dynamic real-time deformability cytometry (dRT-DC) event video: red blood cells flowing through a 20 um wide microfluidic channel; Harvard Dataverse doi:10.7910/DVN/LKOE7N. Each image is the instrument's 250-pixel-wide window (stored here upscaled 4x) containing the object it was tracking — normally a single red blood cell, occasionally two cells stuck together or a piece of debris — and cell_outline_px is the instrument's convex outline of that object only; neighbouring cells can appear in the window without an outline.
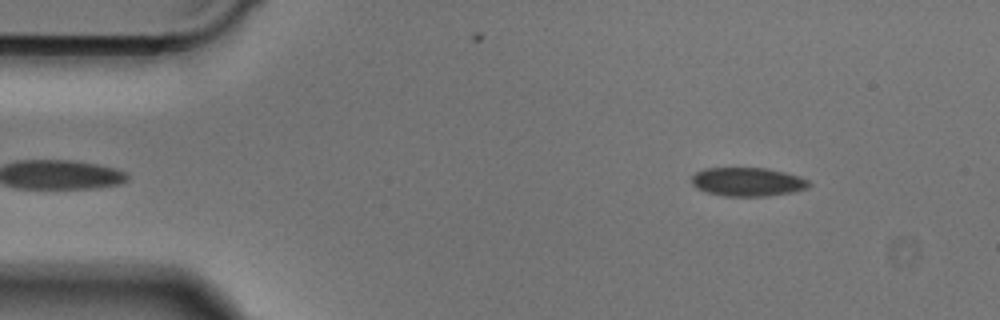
{"species": "Egyptian fruit bat (a non-hibernating species)", "species_latin": "Rousettus aegyptiacus", "temperature_condition": "cold", "stored_images_in_passage": 44, "camera_frame_rate_fps": 3000, "um_per_image_px": 0.085, "animal": {"sex": "male"}, "frame": {"image": 1, "passage_image": 1, "time_ms": 0.0, "image_size_px": [1000, 320], "cell_outline_px": [[812, 184], [808, 188], [792, 192], [768, 196], [724, 196], [704, 192], [696, 188], [692, 184], [692, 176], [696, 172], [704, 168], [768, 168], [800, 176], [808, 180]], "centroid_in_image_um": [63.55, 15.46], "position_along_channel_um": 21.5, "area_um2": 19.83}}
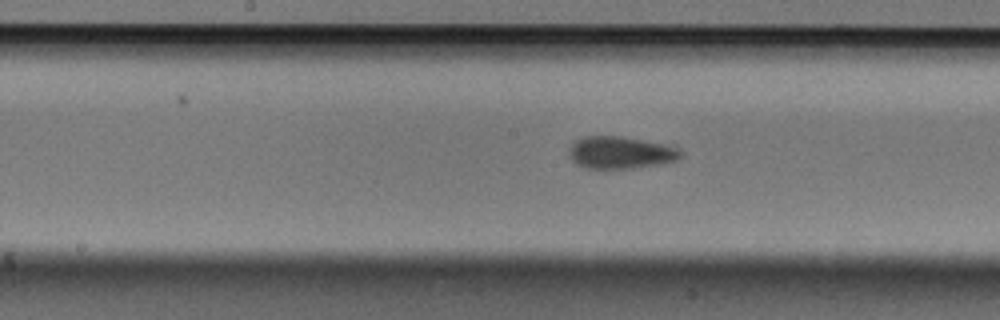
{"frame": {"image": 2, "passage_image": 19, "time_ms": 6.0, "image_size_px": [1000, 320], "cell_outline_px": [[684, 152], [680, 160], [660, 164], [632, 168], [584, 168], [576, 164], [568, 156], [568, 148], [576, 140], [584, 136], [616, 136], [640, 140], [660, 144], [676, 148]], "centroid_in_image_um": [52.71, 12.98], "position_along_channel_um": 195.5, "area_um2": 20.87}}
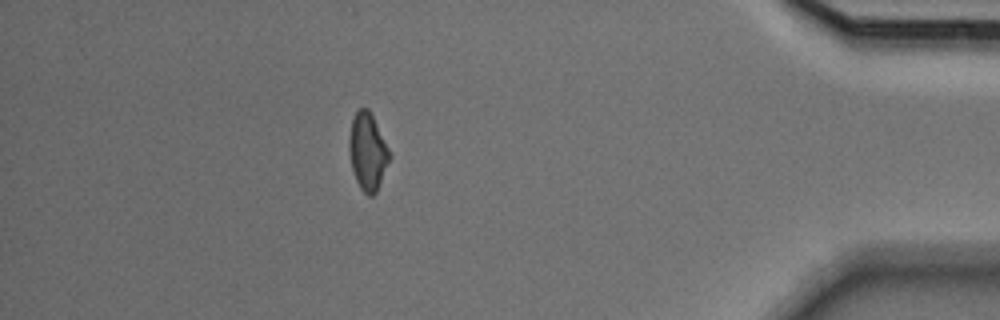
{"frame": {"image": 3, "passage_image": 38, "time_ms": 12.333, "image_size_px": [1000, 320], "cell_outline_px": [[392, 156], [376, 192], [372, 196], [368, 196], [360, 188], [356, 180], [352, 168], [348, 148], [348, 140], [352, 120], [356, 112], [360, 108], [368, 108]], "centroid_in_image_um": [31.24, 12.91], "position_along_channel_um": 404.0, "area_um2": 17.98}}